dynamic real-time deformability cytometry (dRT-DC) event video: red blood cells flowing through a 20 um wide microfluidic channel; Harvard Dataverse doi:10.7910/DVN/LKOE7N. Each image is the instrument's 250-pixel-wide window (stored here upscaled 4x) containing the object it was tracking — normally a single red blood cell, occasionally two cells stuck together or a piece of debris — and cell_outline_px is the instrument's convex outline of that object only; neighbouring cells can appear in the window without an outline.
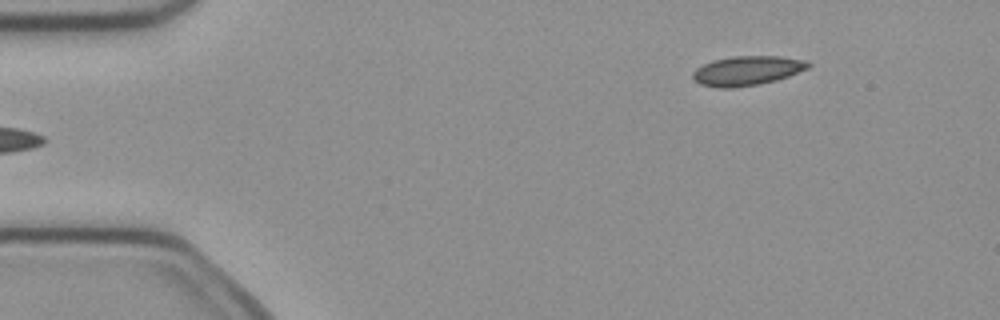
{"species": "common noctule bat (a hibernating species)", "species_latin": "Nyctalus noctula", "temperature_condition": "cold", "stored_images_in_passage": 5, "camera_frame_rate_fps": 3000, "um_per_image_px": 0.085, "animal": {"sex": "female", "body_mass_g": 21.9}, "frame": {"image": 1, "passage_image": 5, "time_ms": 1.333, "image_size_px": [1000, 320], "cell_outline_px": [[812, 64], [808, 68], [788, 76], [776, 80], [756, 84], [732, 88], [720, 88], [700, 84], [692, 76], [692, 72], [696, 68], [712, 60], [736, 56], [780, 56], [808, 60]], "centroid_in_image_um": [63.52, 6.0], "position_along_channel_um": 21.5, "area_um2": 19.71}}